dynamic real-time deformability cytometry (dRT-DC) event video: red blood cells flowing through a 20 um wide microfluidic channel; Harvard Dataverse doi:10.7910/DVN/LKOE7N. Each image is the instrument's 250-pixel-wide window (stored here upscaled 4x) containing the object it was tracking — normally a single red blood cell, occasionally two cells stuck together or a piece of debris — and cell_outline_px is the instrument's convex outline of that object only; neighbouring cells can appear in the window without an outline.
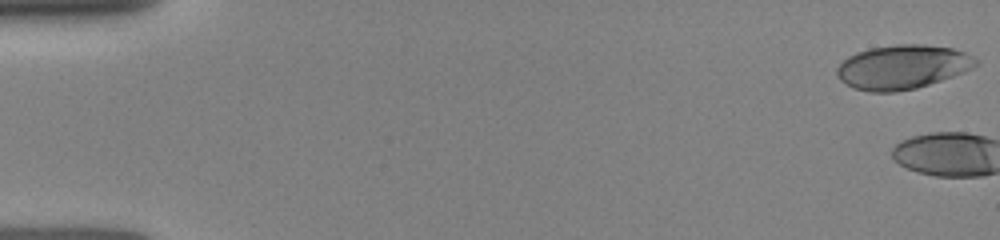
{"species": "human", "species_latin": "Homo sapiens", "temperature_condition": "room temperature", "stored_images_in_passage": 3, "camera_frame_rate_fps": 3000, "um_per_image_px": 0.085, "donor": {"sex": "female"}, "frame": {"image": 1, "passage_image": 1, "time_ms": 0.0, "image_size_px": [1000, 240], "cell_outline_px": [[980, 64], [964, 72], [916, 88], [896, 92], [868, 92], [856, 88], [840, 80], [836, 76], [836, 68], [848, 56], [856, 52], [872, 48], [896, 44], [924, 44], [952, 48], [964, 52], [980, 60]], "centroid_in_image_um": [76.72, 5.69], "position_along_channel_um": 8.3, "area_um2": 35.72}}